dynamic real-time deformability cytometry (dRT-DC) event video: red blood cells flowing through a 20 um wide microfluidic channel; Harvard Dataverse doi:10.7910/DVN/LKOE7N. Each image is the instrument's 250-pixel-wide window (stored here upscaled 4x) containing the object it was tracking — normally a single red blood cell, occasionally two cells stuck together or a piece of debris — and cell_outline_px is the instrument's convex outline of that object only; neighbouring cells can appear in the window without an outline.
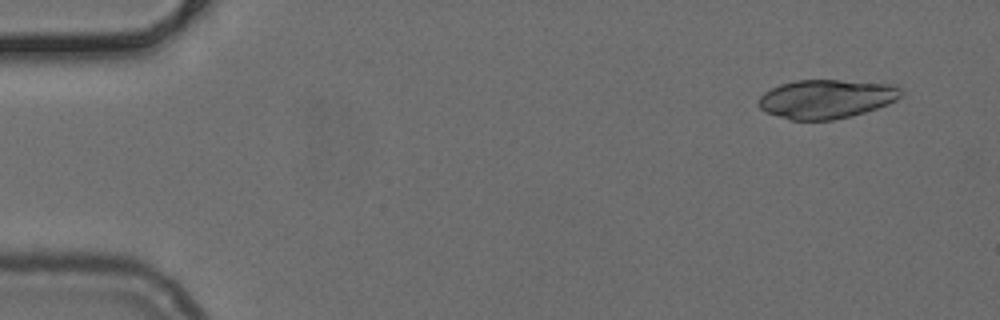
{"species": "common noctule bat (a hibernating species)", "species_latin": "Nyctalus noctula", "temperature_condition": "cold", "stored_images_in_passage": 48, "camera_frame_rate_fps": 3000, "um_per_image_px": 0.085, "animal": {"sex": "female", "body_mass_g": 24.6, "forearm_length_mm": 56.2}, "frame": {"image": 1, "passage_image": 1, "time_ms": 0.0, "image_size_px": [1000, 320], "cell_outline_px": [[900, 96], [896, 100], [888, 104], [852, 116], [832, 120], [792, 120], [768, 112], [760, 108], [756, 104], [760, 96], [764, 92], [780, 84], [796, 80], [840, 80], [892, 84], [900, 88]], "centroid_in_image_um": [70.22, 8.4], "position_along_channel_um": 14.8, "area_um2": 32.14}}